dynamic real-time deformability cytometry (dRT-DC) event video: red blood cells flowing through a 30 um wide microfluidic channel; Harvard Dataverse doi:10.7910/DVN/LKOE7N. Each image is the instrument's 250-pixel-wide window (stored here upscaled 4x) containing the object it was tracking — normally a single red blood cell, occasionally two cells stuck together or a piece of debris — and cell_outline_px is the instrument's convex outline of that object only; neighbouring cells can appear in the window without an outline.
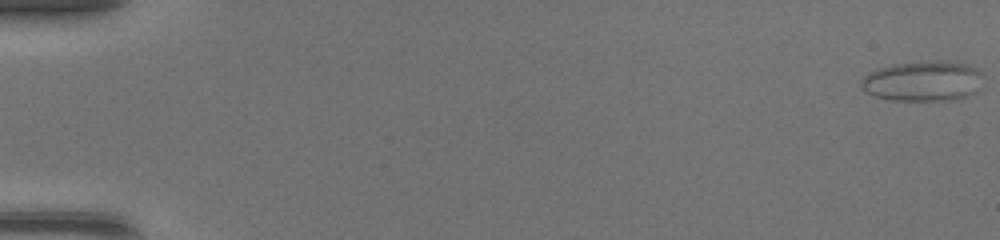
{"species": "common noctule bat (a hibernating species)", "species_latin": "Nyctalus noctula", "temperature_condition": "warm", "stored_images_in_passage": 49, "camera_frame_rate_fps": 3000, "um_per_image_px": 0.085, "animal": {"sex": "female", "body_mass_g": 17.0, "forearm_length_mm": 48.0}, "frame": {"image": 1, "passage_image": 1, "time_ms": 0.0, "image_size_px": [1000, 240], "cell_outline_px": [[984, 76], [980, 92], [956, 100], [892, 100], [872, 96], [864, 92], [860, 88], [860, 80], [868, 72], [876, 68], [892, 64], [928, 60], [940, 60], [968, 64], [980, 68]], "centroid_in_image_um": [78.49, 6.88], "position_along_channel_um": 6.5, "area_um2": 29.77}}
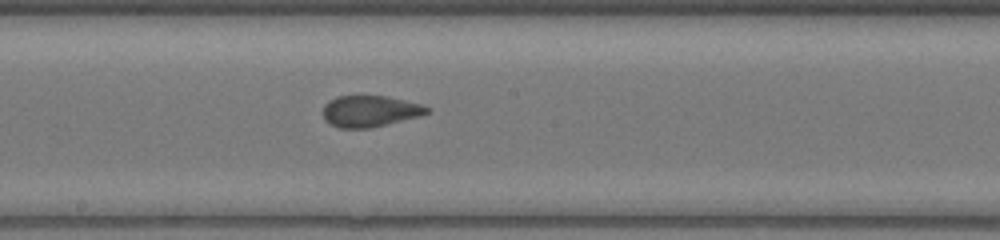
{"frame": {"image": 2, "passage_image": 28, "time_ms": 9.0, "image_size_px": [1000, 240], "cell_outline_px": [[432, 108], [428, 112], [420, 116], [372, 128], [340, 128], [328, 124], [324, 120], [324, 104], [328, 100], [336, 96], [388, 96], [420, 104]], "centroid_in_image_um": [31.43, 9.45], "position_along_channel_um": 216.8, "area_um2": 19.13}}
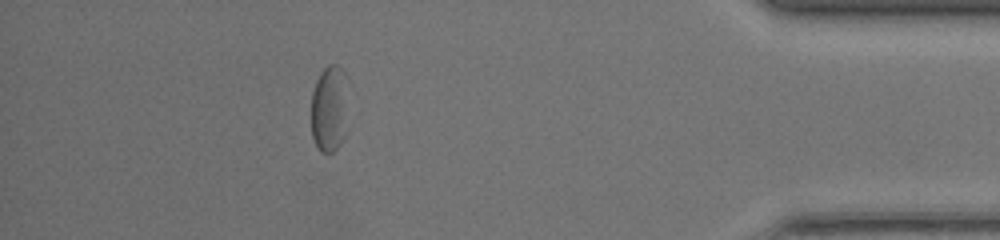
{"frame": {"image": 3, "passage_image": 44, "time_ms": 14.333, "image_size_px": [1000, 240], "cell_outline_px": [[348, 76], [344, 136], [340, 144], [332, 152], [320, 152], [316, 148], [312, 136], [312, 92], [316, 80], [320, 72], [328, 64], [336, 64]], "centroid_in_image_um": [27.99, 9.2], "position_along_channel_um": 407.2, "area_um2": 18.9}, "authors_computed_cell_mechanics": {"area_um2": 20.23, "velocity_mm_per_s": 4.3815, "shape_relaxation_time_tau1_ms": null, "shape_relaxation_time_tau2_ms": 0.972, "deformation_change_tau1": null, "deformation_change_tau2": 0.0686}}